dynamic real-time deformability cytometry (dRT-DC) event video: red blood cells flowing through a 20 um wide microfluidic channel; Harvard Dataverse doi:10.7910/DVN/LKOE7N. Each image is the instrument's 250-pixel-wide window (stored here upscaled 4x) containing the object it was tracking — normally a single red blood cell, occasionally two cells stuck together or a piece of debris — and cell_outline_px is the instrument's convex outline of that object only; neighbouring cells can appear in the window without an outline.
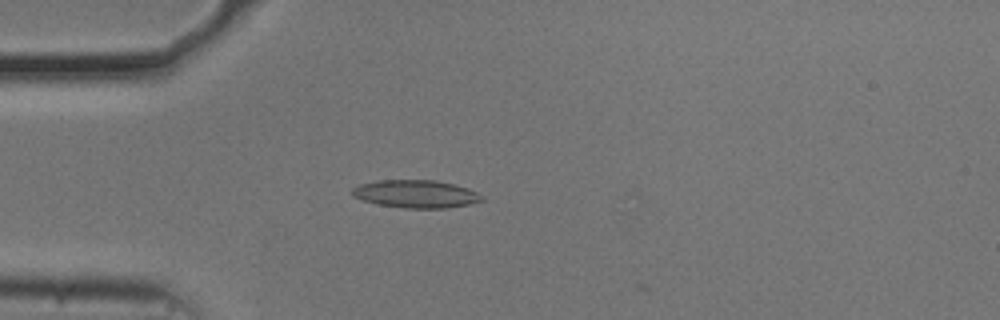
{"species": "common noctule bat (a hibernating species)", "species_latin": "Nyctalus noctula", "temperature_condition": "cold", "stored_images_in_passage": 15, "camera_frame_rate_fps": 3000, "um_per_image_px": 0.085, "animal": {"sex": "male", "body_mass_g": 20.5, "forearm_length_mm": 52.5}, "frame": {"image": 1, "passage_image": 14, "time_ms": 4.333, "image_size_px": [1000, 320], "cell_outline_px": [[484, 200], [468, 204], [444, 208], [404, 208], [376, 204], [352, 196], [352, 188], [360, 184], [380, 180], [436, 180], [468, 188], [484, 196]], "centroid_in_image_um": [35.34, 16.48], "position_along_channel_um": 49.7, "area_um2": 20.92}}